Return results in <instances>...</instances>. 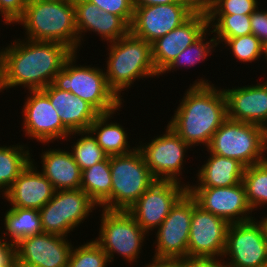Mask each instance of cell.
<instances>
[{"mask_svg":"<svg viewBox=\"0 0 267 267\" xmlns=\"http://www.w3.org/2000/svg\"><path fill=\"white\" fill-rule=\"evenodd\" d=\"M145 267H181V263L178 260L152 259L149 264H145Z\"/></svg>","mask_w":267,"mask_h":267,"instance_id":"obj_43","label":"cell"},{"mask_svg":"<svg viewBox=\"0 0 267 267\" xmlns=\"http://www.w3.org/2000/svg\"><path fill=\"white\" fill-rule=\"evenodd\" d=\"M4 229L1 240L10 238V243L16 245L20 240L43 233L42 222L38 209L11 207L4 215Z\"/></svg>","mask_w":267,"mask_h":267,"instance_id":"obj_27","label":"cell"},{"mask_svg":"<svg viewBox=\"0 0 267 267\" xmlns=\"http://www.w3.org/2000/svg\"><path fill=\"white\" fill-rule=\"evenodd\" d=\"M0 16H2L3 22H5V24L10 25L13 24L1 11H0Z\"/></svg>","mask_w":267,"mask_h":267,"instance_id":"obj_44","label":"cell"},{"mask_svg":"<svg viewBox=\"0 0 267 267\" xmlns=\"http://www.w3.org/2000/svg\"><path fill=\"white\" fill-rule=\"evenodd\" d=\"M110 264L107 254L94 241L71 249L66 267H107Z\"/></svg>","mask_w":267,"mask_h":267,"instance_id":"obj_35","label":"cell"},{"mask_svg":"<svg viewBox=\"0 0 267 267\" xmlns=\"http://www.w3.org/2000/svg\"><path fill=\"white\" fill-rule=\"evenodd\" d=\"M264 219H265V223H266V226H267V215H266V217H264Z\"/></svg>","mask_w":267,"mask_h":267,"instance_id":"obj_46","label":"cell"},{"mask_svg":"<svg viewBox=\"0 0 267 267\" xmlns=\"http://www.w3.org/2000/svg\"><path fill=\"white\" fill-rule=\"evenodd\" d=\"M28 0H0V11L13 23L23 15Z\"/></svg>","mask_w":267,"mask_h":267,"instance_id":"obj_39","label":"cell"},{"mask_svg":"<svg viewBox=\"0 0 267 267\" xmlns=\"http://www.w3.org/2000/svg\"><path fill=\"white\" fill-rule=\"evenodd\" d=\"M165 4H197L194 0H134V6H153Z\"/></svg>","mask_w":267,"mask_h":267,"instance_id":"obj_42","label":"cell"},{"mask_svg":"<svg viewBox=\"0 0 267 267\" xmlns=\"http://www.w3.org/2000/svg\"><path fill=\"white\" fill-rule=\"evenodd\" d=\"M187 191L204 210L224 219L229 224L254 218L243 182L224 188H187Z\"/></svg>","mask_w":267,"mask_h":267,"instance_id":"obj_17","label":"cell"},{"mask_svg":"<svg viewBox=\"0 0 267 267\" xmlns=\"http://www.w3.org/2000/svg\"><path fill=\"white\" fill-rule=\"evenodd\" d=\"M100 215L99 236L94 241L107 254L109 262L114 261L116 253L130 264L137 262L148 234L128 211L102 209Z\"/></svg>","mask_w":267,"mask_h":267,"instance_id":"obj_8","label":"cell"},{"mask_svg":"<svg viewBox=\"0 0 267 267\" xmlns=\"http://www.w3.org/2000/svg\"><path fill=\"white\" fill-rule=\"evenodd\" d=\"M258 5V0H207L202 7L207 15H251Z\"/></svg>","mask_w":267,"mask_h":267,"instance_id":"obj_36","label":"cell"},{"mask_svg":"<svg viewBox=\"0 0 267 267\" xmlns=\"http://www.w3.org/2000/svg\"><path fill=\"white\" fill-rule=\"evenodd\" d=\"M72 243L64 236L41 233L15 245L18 267H66Z\"/></svg>","mask_w":267,"mask_h":267,"instance_id":"obj_18","label":"cell"},{"mask_svg":"<svg viewBox=\"0 0 267 267\" xmlns=\"http://www.w3.org/2000/svg\"><path fill=\"white\" fill-rule=\"evenodd\" d=\"M22 109L23 132L40 143L70 139L71 132L62 124L57 110L42 90H29Z\"/></svg>","mask_w":267,"mask_h":267,"instance_id":"obj_16","label":"cell"},{"mask_svg":"<svg viewBox=\"0 0 267 267\" xmlns=\"http://www.w3.org/2000/svg\"><path fill=\"white\" fill-rule=\"evenodd\" d=\"M197 80L186 90L167 125L190 147L202 144L207 148L213 134L228 118L227 103L223 89L207 79Z\"/></svg>","mask_w":267,"mask_h":267,"instance_id":"obj_2","label":"cell"},{"mask_svg":"<svg viewBox=\"0 0 267 267\" xmlns=\"http://www.w3.org/2000/svg\"><path fill=\"white\" fill-rule=\"evenodd\" d=\"M117 111L119 109L110 113L100 114L88 129L108 157L125 155L137 148V146L132 148L128 144V133L122 125L117 122H110V118H114L113 115Z\"/></svg>","mask_w":267,"mask_h":267,"instance_id":"obj_26","label":"cell"},{"mask_svg":"<svg viewBox=\"0 0 267 267\" xmlns=\"http://www.w3.org/2000/svg\"><path fill=\"white\" fill-rule=\"evenodd\" d=\"M209 28L213 29L217 45L228 38L252 34L250 15H207Z\"/></svg>","mask_w":267,"mask_h":267,"instance_id":"obj_30","label":"cell"},{"mask_svg":"<svg viewBox=\"0 0 267 267\" xmlns=\"http://www.w3.org/2000/svg\"><path fill=\"white\" fill-rule=\"evenodd\" d=\"M137 148L143 154L152 176L156 180L181 182L185 153L191 147L168 125L164 134L154 137L151 142L140 141ZM180 177V178H178Z\"/></svg>","mask_w":267,"mask_h":267,"instance_id":"obj_12","label":"cell"},{"mask_svg":"<svg viewBox=\"0 0 267 267\" xmlns=\"http://www.w3.org/2000/svg\"><path fill=\"white\" fill-rule=\"evenodd\" d=\"M35 164L34 159H31L30 164L2 196L11 207L40 210L54 196L56 190Z\"/></svg>","mask_w":267,"mask_h":267,"instance_id":"obj_22","label":"cell"},{"mask_svg":"<svg viewBox=\"0 0 267 267\" xmlns=\"http://www.w3.org/2000/svg\"><path fill=\"white\" fill-rule=\"evenodd\" d=\"M77 55L73 52L65 61L52 84L87 101L100 114L120 109L123 102L109 88L104 70L91 65H76Z\"/></svg>","mask_w":267,"mask_h":267,"instance_id":"obj_5","label":"cell"},{"mask_svg":"<svg viewBox=\"0 0 267 267\" xmlns=\"http://www.w3.org/2000/svg\"><path fill=\"white\" fill-rule=\"evenodd\" d=\"M82 189L98 206L111 194L110 157L82 170Z\"/></svg>","mask_w":267,"mask_h":267,"instance_id":"obj_29","label":"cell"},{"mask_svg":"<svg viewBox=\"0 0 267 267\" xmlns=\"http://www.w3.org/2000/svg\"><path fill=\"white\" fill-rule=\"evenodd\" d=\"M0 267H16L15 245L0 239Z\"/></svg>","mask_w":267,"mask_h":267,"instance_id":"obj_41","label":"cell"},{"mask_svg":"<svg viewBox=\"0 0 267 267\" xmlns=\"http://www.w3.org/2000/svg\"><path fill=\"white\" fill-rule=\"evenodd\" d=\"M42 151L41 173L57 190L79 189L82 171L75 162L72 154L65 149H52Z\"/></svg>","mask_w":267,"mask_h":267,"instance_id":"obj_24","label":"cell"},{"mask_svg":"<svg viewBox=\"0 0 267 267\" xmlns=\"http://www.w3.org/2000/svg\"><path fill=\"white\" fill-rule=\"evenodd\" d=\"M223 43L225 45L224 47H229L228 49L232 51L234 58L238 59L240 63H252L254 61H259L258 59H261L262 56V58L266 59L267 61L266 48L253 34L228 38Z\"/></svg>","mask_w":267,"mask_h":267,"instance_id":"obj_34","label":"cell"},{"mask_svg":"<svg viewBox=\"0 0 267 267\" xmlns=\"http://www.w3.org/2000/svg\"><path fill=\"white\" fill-rule=\"evenodd\" d=\"M223 91L229 119L255 124L267 131V80Z\"/></svg>","mask_w":267,"mask_h":267,"instance_id":"obj_20","label":"cell"},{"mask_svg":"<svg viewBox=\"0 0 267 267\" xmlns=\"http://www.w3.org/2000/svg\"><path fill=\"white\" fill-rule=\"evenodd\" d=\"M107 13L120 16L129 26L133 19L134 0H88Z\"/></svg>","mask_w":267,"mask_h":267,"instance_id":"obj_37","label":"cell"},{"mask_svg":"<svg viewBox=\"0 0 267 267\" xmlns=\"http://www.w3.org/2000/svg\"><path fill=\"white\" fill-rule=\"evenodd\" d=\"M15 23L23 26L25 39L59 42L79 51L73 0H28Z\"/></svg>","mask_w":267,"mask_h":267,"instance_id":"obj_3","label":"cell"},{"mask_svg":"<svg viewBox=\"0 0 267 267\" xmlns=\"http://www.w3.org/2000/svg\"><path fill=\"white\" fill-rule=\"evenodd\" d=\"M199 6H203V4L207 1V0H194Z\"/></svg>","mask_w":267,"mask_h":267,"instance_id":"obj_45","label":"cell"},{"mask_svg":"<svg viewBox=\"0 0 267 267\" xmlns=\"http://www.w3.org/2000/svg\"><path fill=\"white\" fill-rule=\"evenodd\" d=\"M73 3L79 48L85 33L89 31L96 33L107 43L115 42L130 32V26L120 16L107 13L88 0H73Z\"/></svg>","mask_w":267,"mask_h":267,"instance_id":"obj_21","label":"cell"},{"mask_svg":"<svg viewBox=\"0 0 267 267\" xmlns=\"http://www.w3.org/2000/svg\"><path fill=\"white\" fill-rule=\"evenodd\" d=\"M242 182L245 186L248 204L253 211L262 205L263 207L267 205V159L245 167Z\"/></svg>","mask_w":267,"mask_h":267,"instance_id":"obj_31","label":"cell"},{"mask_svg":"<svg viewBox=\"0 0 267 267\" xmlns=\"http://www.w3.org/2000/svg\"><path fill=\"white\" fill-rule=\"evenodd\" d=\"M229 223L204 210L192 197L188 257L222 259Z\"/></svg>","mask_w":267,"mask_h":267,"instance_id":"obj_15","label":"cell"},{"mask_svg":"<svg viewBox=\"0 0 267 267\" xmlns=\"http://www.w3.org/2000/svg\"><path fill=\"white\" fill-rule=\"evenodd\" d=\"M191 218L192 196L187 191L157 228L156 249L152 259L179 260L188 257Z\"/></svg>","mask_w":267,"mask_h":267,"instance_id":"obj_11","label":"cell"},{"mask_svg":"<svg viewBox=\"0 0 267 267\" xmlns=\"http://www.w3.org/2000/svg\"><path fill=\"white\" fill-rule=\"evenodd\" d=\"M134 7L130 33L152 44L179 27L200 6L198 4H165Z\"/></svg>","mask_w":267,"mask_h":267,"instance_id":"obj_14","label":"cell"},{"mask_svg":"<svg viewBox=\"0 0 267 267\" xmlns=\"http://www.w3.org/2000/svg\"><path fill=\"white\" fill-rule=\"evenodd\" d=\"M97 207L80 188L57 190L52 199L39 210L42 230L44 233L68 238L70 231L83 223Z\"/></svg>","mask_w":267,"mask_h":267,"instance_id":"obj_10","label":"cell"},{"mask_svg":"<svg viewBox=\"0 0 267 267\" xmlns=\"http://www.w3.org/2000/svg\"><path fill=\"white\" fill-rule=\"evenodd\" d=\"M71 135H81V138L77 139L71 146L72 150L70 151L81 171L103 161L107 157L89 130L71 132Z\"/></svg>","mask_w":267,"mask_h":267,"instance_id":"obj_33","label":"cell"},{"mask_svg":"<svg viewBox=\"0 0 267 267\" xmlns=\"http://www.w3.org/2000/svg\"><path fill=\"white\" fill-rule=\"evenodd\" d=\"M206 150L249 167L267 159V131L255 124L227 118L213 134Z\"/></svg>","mask_w":267,"mask_h":267,"instance_id":"obj_7","label":"cell"},{"mask_svg":"<svg viewBox=\"0 0 267 267\" xmlns=\"http://www.w3.org/2000/svg\"><path fill=\"white\" fill-rule=\"evenodd\" d=\"M188 183L156 180L131 206L128 212L137 224L151 233L162 224L171 208L187 192Z\"/></svg>","mask_w":267,"mask_h":267,"instance_id":"obj_13","label":"cell"},{"mask_svg":"<svg viewBox=\"0 0 267 267\" xmlns=\"http://www.w3.org/2000/svg\"><path fill=\"white\" fill-rule=\"evenodd\" d=\"M260 10V11H259ZM252 34L255 35L267 50V10L259 7L250 15Z\"/></svg>","mask_w":267,"mask_h":267,"instance_id":"obj_38","label":"cell"},{"mask_svg":"<svg viewBox=\"0 0 267 267\" xmlns=\"http://www.w3.org/2000/svg\"><path fill=\"white\" fill-rule=\"evenodd\" d=\"M206 160L196 174L198 184H192L187 188H224L242 182L245 166L238 160L212 153H209Z\"/></svg>","mask_w":267,"mask_h":267,"instance_id":"obj_25","label":"cell"},{"mask_svg":"<svg viewBox=\"0 0 267 267\" xmlns=\"http://www.w3.org/2000/svg\"><path fill=\"white\" fill-rule=\"evenodd\" d=\"M42 91L50 99L51 105L57 110L62 124L70 131L88 130L100 113L87 101L73 95L70 91L56 88L53 84Z\"/></svg>","mask_w":267,"mask_h":267,"instance_id":"obj_23","label":"cell"},{"mask_svg":"<svg viewBox=\"0 0 267 267\" xmlns=\"http://www.w3.org/2000/svg\"><path fill=\"white\" fill-rule=\"evenodd\" d=\"M208 16L200 6L185 22L152 43V59L160 75L180 52L195 42L207 29Z\"/></svg>","mask_w":267,"mask_h":267,"instance_id":"obj_19","label":"cell"},{"mask_svg":"<svg viewBox=\"0 0 267 267\" xmlns=\"http://www.w3.org/2000/svg\"><path fill=\"white\" fill-rule=\"evenodd\" d=\"M209 32V33H208ZM211 32V33H210ZM212 34L210 28H208L195 42H193L189 47L179 53V55L172 61V63L160 74L176 71L175 69H182V66L186 69L188 67H194L195 65L202 63L209 54H212L214 47H217L216 39L212 37L210 40L206 38V35ZM206 39V40H205ZM202 61V62H201ZM197 63V64H196ZM194 65V66H193Z\"/></svg>","mask_w":267,"mask_h":267,"instance_id":"obj_32","label":"cell"},{"mask_svg":"<svg viewBox=\"0 0 267 267\" xmlns=\"http://www.w3.org/2000/svg\"><path fill=\"white\" fill-rule=\"evenodd\" d=\"M110 171L111 194L99 205L102 209L128 211L156 181L138 148L125 155L110 156Z\"/></svg>","mask_w":267,"mask_h":267,"instance_id":"obj_6","label":"cell"},{"mask_svg":"<svg viewBox=\"0 0 267 267\" xmlns=\"http://www.w3.org/2000/svg\"><path fill=\"white\" fill-rule=\"evenodd\" d=\"M21 40L0 49V92L16 86L28 91L46 88L73 54L59 42Z\"/></svg>","mask_w":267,"mask_h":267,"instance_id":"obj_1","label":"cell"},{"mask_svg":"<svg viewBox=\"0 0 267 267\" xmlns=\"http://www.w3.org/2000/svg\"><path fill=\"white\" fill-rule=\"evenodd\" d=\"M178 261L181 267H226L223 259L216 258L185 257Z\"/></svg>","mask_w":267,"mask_h":267,"instance_id":"obj_40","label":"cell"},{"mask_svg":"<svg viewBox=\"0 0 267 267\" xmlns=\"http://www.w3.org/2000/svg\"><path fill=\"white\" fill-rule=\"evenodd\" d=\"M108 49L104 72L109 88L120 100H123L121 91L130 88L136 80L159 77L152 59V44L147 41L129 32L108 44Z\"/></svg>","mask_w":267,"mask_h":267,"instance_id":"obj_4","label":"cell"},{"mask_svg":"<svg viewBox=\"0 0 267 267\" xmlns=\"http://www.w3.org/2000/svg\"><path fill=\"white\" fill-rule=\"evenodd\" d=\"M26 145L0 146V192L4 195L30 164L32 153ZM27 149V150H26Z\"/></svg>","mask_w":267,"mask_h":267,"instance_id":"obj_28","label":"cell"},{"mask_svg":"<svg viewBox=\"0 0 267 267\" xmlns=\"http://www.w3.org/2000/svg\"><path fill=\"white\" fill-rule=\"evenodd\" d=\"M256 220L229 225L222 257L226 267H267V226L263 217Z\"/></svg>","mask_w":267,"mask_h":267,"instance_id":"obj_9","label":"cell"}]
</instances>
